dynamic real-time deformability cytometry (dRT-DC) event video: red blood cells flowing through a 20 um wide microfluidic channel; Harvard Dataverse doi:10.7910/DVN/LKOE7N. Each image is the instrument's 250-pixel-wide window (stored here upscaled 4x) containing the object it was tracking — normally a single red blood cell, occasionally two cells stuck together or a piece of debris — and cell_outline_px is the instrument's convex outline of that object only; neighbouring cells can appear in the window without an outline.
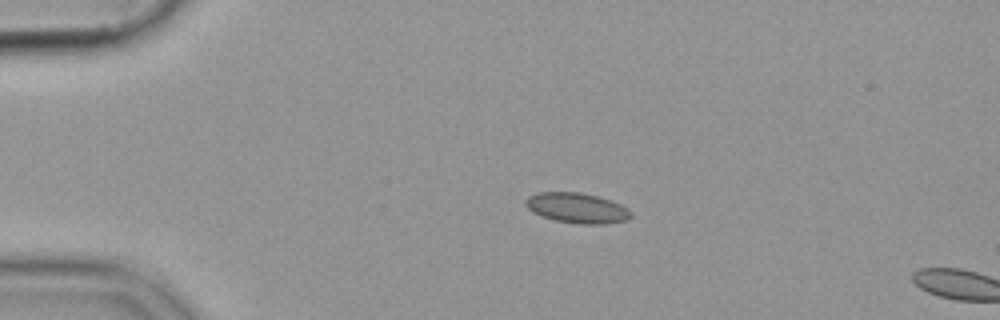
{"species": "common noctule bat (a hibernating species)", "species_latin": "Nyctalus noctula", "temperature_condition": "cold", "stored_images_in_passage": 14, "camera_frame_rate_fps": 3000, "um_per_image_px": 0.085, "animal": {"sex": "female", "body_mass_g": 19.9}, "frame": {"image": 1, "passage_image": 12, "time_ms": 3.667, "image_size_px": [1000, 320], "cell_outline_px": [[632, 216], [628, 220], [604, 224], [580, 224], [552, 220], [532, 212], [524, 204], [524, 200], [528, 196], [536, 192], [580, 192], [612, 200], [628, 208], [632, 212]], "centroid_in_image_um": [49.04, 17.68], "position_along_channel_um": 36.0, "area_um2": 18.84}}